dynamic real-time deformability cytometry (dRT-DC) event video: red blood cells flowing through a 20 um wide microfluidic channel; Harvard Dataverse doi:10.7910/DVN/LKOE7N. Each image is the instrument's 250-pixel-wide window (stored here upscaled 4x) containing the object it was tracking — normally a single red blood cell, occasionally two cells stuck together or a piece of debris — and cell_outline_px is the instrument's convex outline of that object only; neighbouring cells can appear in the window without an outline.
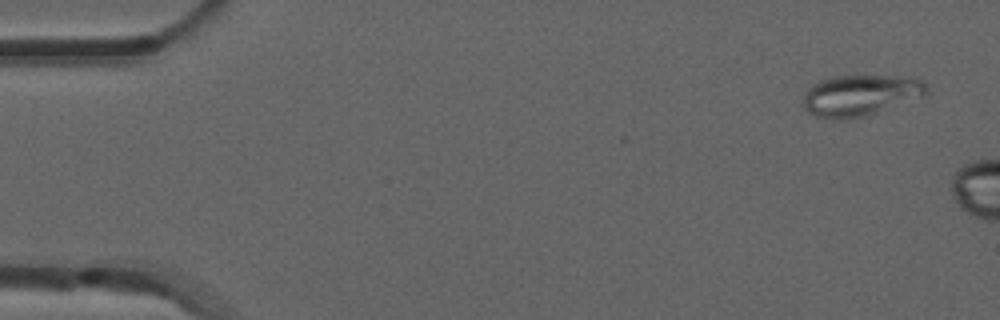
{"species": "common noctule bat (a hibernating species)", "species_latin": "Nyctalus noctula", "temperature_condition": "room temperature", "stored_images_in_passage": 2, "camera_frame_rate_fps": 3000, "um_per_image_px": 0.085, "animal": {"sex": "male", "forearm_length_mm": 52.5}, "frame": {"image": 1, "passage_image": 1, "time_ms": 0.0, "image_size_px": [1000, 320], "cell_outline_px": [[928, 96], [864, 116], [844, 120], [832, 120], [816, 116], [808, 112], [804, 108], [804, 92], [812, 84], [820, 80], [832, 76], [912, 76], [920, 80], [928, 88]], "centroid_in_image_um": [73.15, 8.1], "position_along_channel_um": 11.8, "area_um2": 30.0}}